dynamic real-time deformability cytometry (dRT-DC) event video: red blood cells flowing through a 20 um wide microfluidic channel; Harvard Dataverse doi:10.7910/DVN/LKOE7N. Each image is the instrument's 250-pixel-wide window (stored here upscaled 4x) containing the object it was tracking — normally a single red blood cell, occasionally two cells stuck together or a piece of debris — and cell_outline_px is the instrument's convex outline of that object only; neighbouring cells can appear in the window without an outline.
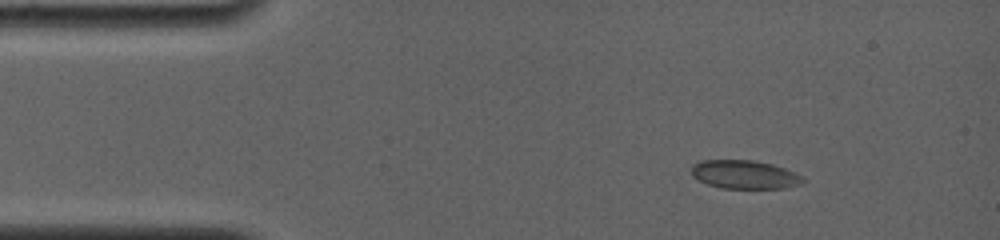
{"species": "common noctule bat (a hibernating species)", "species_latin": "Nyctalus noctula", "temperature_condition": "room temperature", "stored_images_in_passage": 8, "camera_frame_rate_fps": 4000, "um_per_image_px": 0.085, "animal": {"sex": "female", "body_mass_g": 19.0, "forearm_length_mm": 56.7}, "frame": {"image": 1, "passage_image": 3, "time_ms": 1.5, "image_size_px": [1000, 240], "cell_outline_px": [[808, 180], [800, 184], [784, 188], [720, 188], [708, 184], [692, 176], [692, 164], [700, 160], [752, 160], [772, 164], [784, 168]], "centroid_in_image_um": [63.27, 14.83], "position_along_channel_um": 21.7, "area_um2": 18.44}}
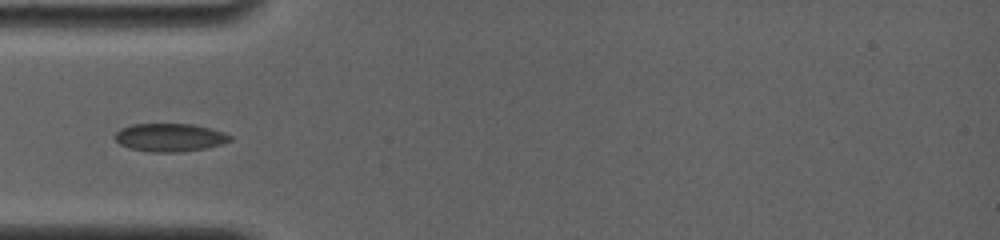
{"frame": {"image": 2, "passage_image": 7, "time_ms": 4.5, "image_size_px": [1000, 240], "cell_outline_px": [[232, 140], [224, 144], [208, 148], [180, 152], [152, 152], [132, 148], [120, 144], [112, 136], [120, 128], [132, 124], [192, 124], [224, 132], [232, 136]], "centroid_in_image_um": [14.45, 11.68], "position_along_channel_um": 70.5, "area_um2": 18.96}}